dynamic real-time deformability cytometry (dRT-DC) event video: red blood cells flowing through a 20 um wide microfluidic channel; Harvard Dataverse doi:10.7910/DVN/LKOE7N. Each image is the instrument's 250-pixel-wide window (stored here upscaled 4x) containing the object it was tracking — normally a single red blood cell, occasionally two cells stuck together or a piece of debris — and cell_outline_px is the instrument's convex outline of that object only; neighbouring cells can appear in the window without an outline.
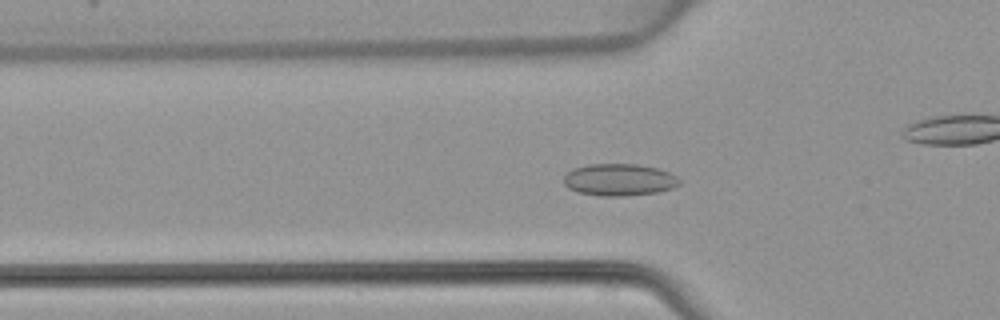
{"species": "common noctule bat (a hibernating species)", "species_latin": "Nyctalus noctula", "temperature_condition": "warm", "stored_images_in_passage": 49, "camera_frame_rate_fps": 3000, "um_per_image_px": 0.085, "animal": {"sex": "female", "body_mass_g": 22.7, "forearm_length_mm": 54.2}, "frame": {"image": 1, "passage_image": 16, "time_ms": 5.0, "image_size_px": [1000, 320], "cell_outline_px": [[680, 184], [672, 188], [656, 192], [624, 196], [600, 196], [580, 192], [568, 188], [564, 184], [564, 176], [572, 168], [588, 164], [636, 164], [660, 168], [676, 176], [680, 180]], "centroid_in_image_um": [52.63, 15.27], "position_along_channel_um": 73.2, "area_um2": 21.62}}
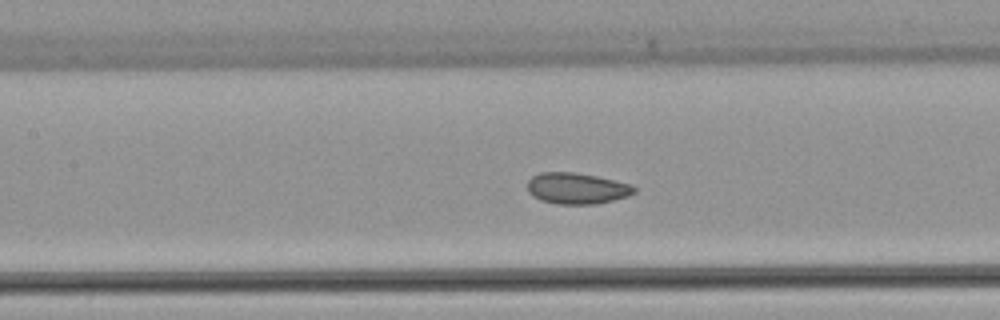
{"frame": {"image": 2, "passage_image": 22, "time_ms": 7.0, "image_size_px": [1000, 320], "cell_outline_px": [[636, 192], [628, 196], [596, 204], [556, 204], [540, 200], [532, 196], [528, 192], [528, 180], [532, 176], [540, 172], [576, 172], [596, 176], [632, 184], [636, 188]], "centroid_in_image_um": [49.02, 16.01], "position_along_channel_um": 158.4, "area_um2": 19.54}}
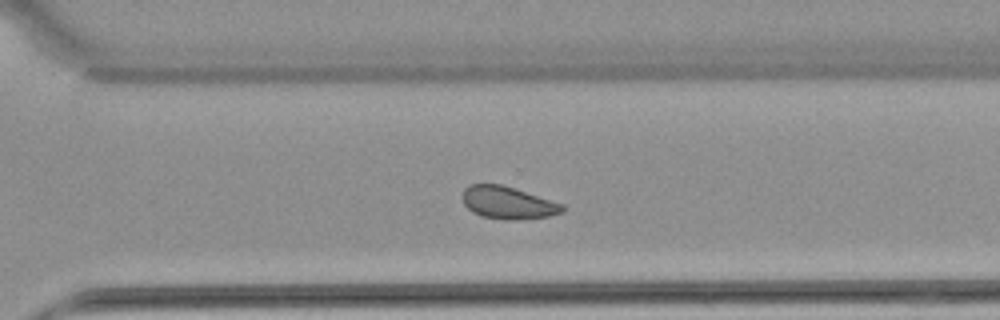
{"frame": {"image": 3, "passage_image": 34, "time_ms": 11.0, "image_size_px": [1000, 320], "cell_outline_px": [[564, 212], [552, 216], [512, 220], [504, 220], [484, 216], [472, 212], [464, 204], [464, 188], [468, 184], [500, 184], [564, 204]], "centroid_in_image_um": [43.19, 17.24], "position_along_channel_um": 327.4, "area_um2": 18.73}}